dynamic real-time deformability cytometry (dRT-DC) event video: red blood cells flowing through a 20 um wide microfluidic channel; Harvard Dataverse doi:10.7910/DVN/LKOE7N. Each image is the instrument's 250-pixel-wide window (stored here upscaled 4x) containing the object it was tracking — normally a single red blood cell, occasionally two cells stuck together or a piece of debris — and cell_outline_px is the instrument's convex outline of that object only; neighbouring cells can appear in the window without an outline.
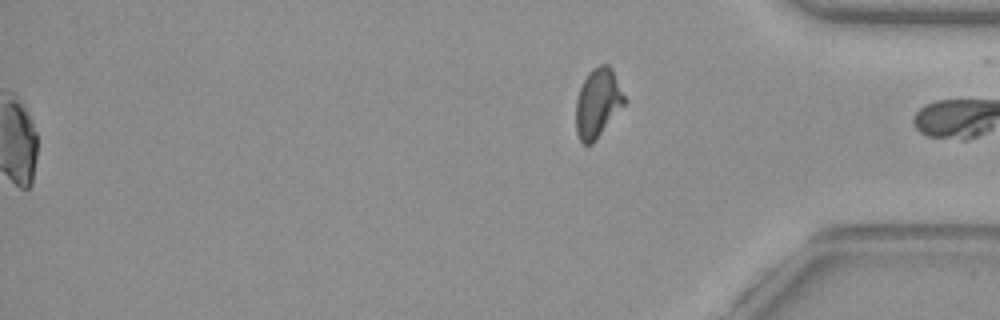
{"species": "common noctule bat (a hibernating species)", "species_latin": "Nyctalus noctula", "temperature_condition": "warm", "stored_images_in_passage": 39, "segment_of_instrument_passage": [2, 2], "camera_frame_rate_fps": 3000, "um_per_image_px": 0.085, "animal": {"sex": "female", "body_mass_g": 29.2, "forearm_length_mm": 56.3}, "frame": {"image": 1, "passage_image": 39, "time_ms": 12.667, "image_size_px": [1000, 320], "cell_outline_px": [[628, 100], [596, 140], [592, 144], [584, 144], [580, 140], [576, 132], [576, 100], [580, 88], [588, 72], [592, 68], [600, 64], [608, 64], [612, 68]], "centroid_in_image_um": [50.83, 8.73], "position_along_channel_um": 384.4, "area_um2": 19.71}}